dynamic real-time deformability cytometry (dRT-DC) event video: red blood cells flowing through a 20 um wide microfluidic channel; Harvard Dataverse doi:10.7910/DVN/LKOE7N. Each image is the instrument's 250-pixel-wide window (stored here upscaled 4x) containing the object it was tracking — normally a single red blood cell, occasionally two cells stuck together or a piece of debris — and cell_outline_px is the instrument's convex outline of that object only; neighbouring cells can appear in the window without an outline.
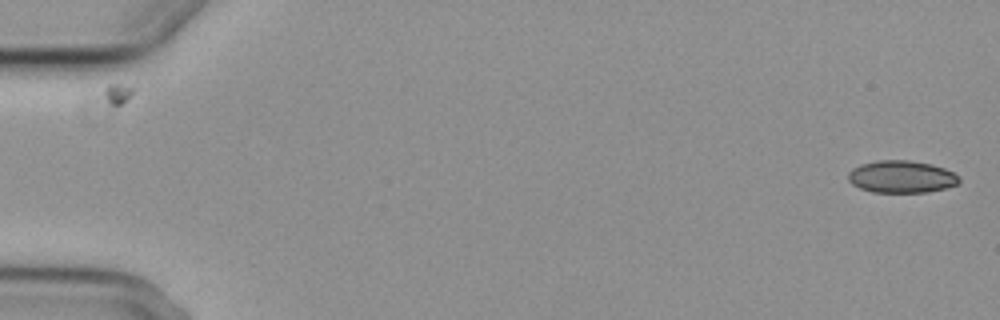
{"species": "common noctule bat (a hibernating species)", "species_latin": "Nyctalus noctula", "temperature_condition": "cold", "stored_images_in_passage": 6, "segment_of_instrument_passage": [1, 2], "camera_frame_rate_fps": 3000, "um_per_image_px": 0.085, "animal": {"sex": "female", "body_mass_g": 29.2, "forearm_length_mm": 56.3}, "frame": {"image": 1, "passage_image": 1, "time_ms": 0.0, "image_size_px": [1000, 320], "cell_outline_px": [[960, 180], [956, 184], [944, 188], [924, 192], [872, 192], [860, 188], [852, 184], [848, 180], [848, 172], [852, 168], [860, 164], [876, 160], [908, 160], [932, 164], [944, 168], [960, 176]], "centroid_in_image_um": [76.59, 15.01], "position_along_channel_um": 8.4, "area_um2": 20.87}}
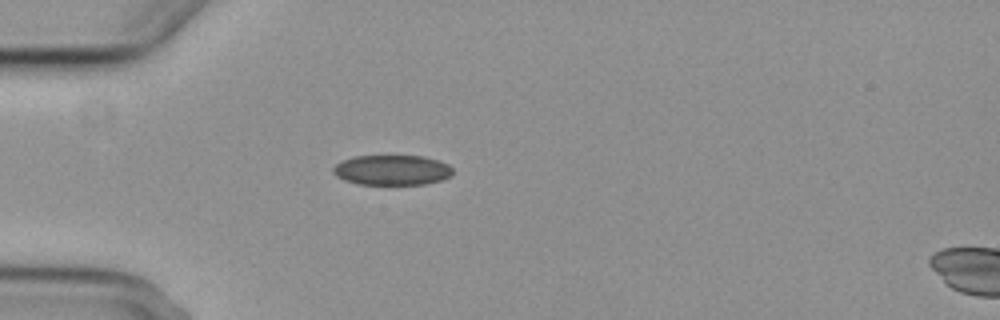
{"frame": {"image": 2, "passage_image": 5, "time_ms": 5.0, "image_size_px": [1000, 320], "cell_outline_px": [[452, 176], [440, 180], [424, 184], [356, 184], [344, 180], [336, 176], [332, 172], [332, 168], [340, 160], [352, 156], [424, 156], [440, 160], [448, 164], [452, 168]], "centroid_in_image_um": [33.3, 14.45], "position_along_channel_um": 51.7, "area_um2": 21.21}}